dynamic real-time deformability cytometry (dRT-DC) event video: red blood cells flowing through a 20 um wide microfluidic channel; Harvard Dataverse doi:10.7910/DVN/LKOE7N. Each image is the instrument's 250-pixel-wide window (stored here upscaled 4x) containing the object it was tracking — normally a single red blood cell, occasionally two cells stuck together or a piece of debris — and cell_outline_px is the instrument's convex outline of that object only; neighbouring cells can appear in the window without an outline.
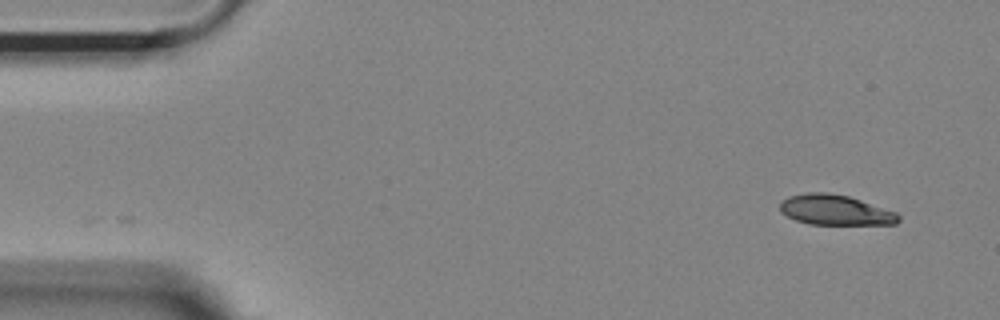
{"species": "Egyptian fruit bat (a non-hibernating species)", "species_latin": "Rousettus aegyptiacus", "temperature_condition": "room temperature", "stored_images_in_passage": 51, "camera_frame_rate_fps": 3000, "um_per_image_px": 0.085, "animal": {"sex": "female"}, "frame": {"image": 1, "passage_image": 1, "time_ms": 0.0, "image_size_px": [1000, 320], "cell_outline_px": [[900, 220], [896, 224], [808, 224], [796, 220], [780, 212], [780, 204], [788, 196], [808, 192], [828, 192], [848, 196], [896, 212], [900, 216]], "centroid_in_image_um": [70.99, 17.85], "position_along_channel_um": 14.0, "area_um2": 20.75}}
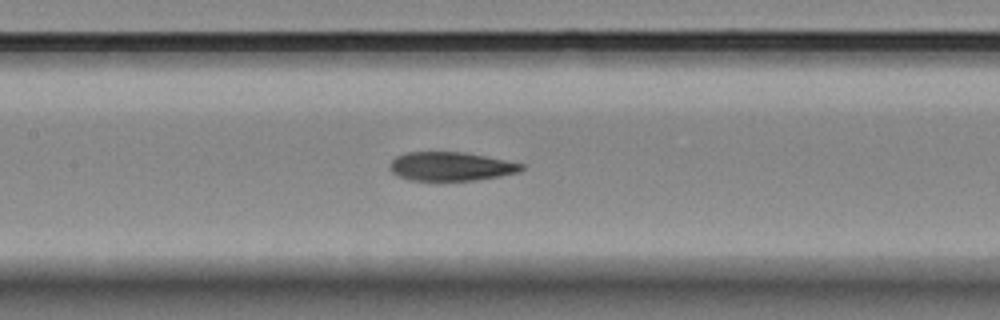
{"frame": {"image": 2, "passage_image": 22, "time_ms": 7.0, "image_size_px": [1000, 320], "cell_outline_px": [[524, 168], [520, 172], [500, 176], [476, 180], [412, 180], [396, 176], [388, 168], [392, 160], [396, 156], [404, 152], [464, 152], [524, 164]], "centroid_in_image_um": [38.29, 14.14], "position_along_channel_um": 169.1, "area_um2": 22.08}}
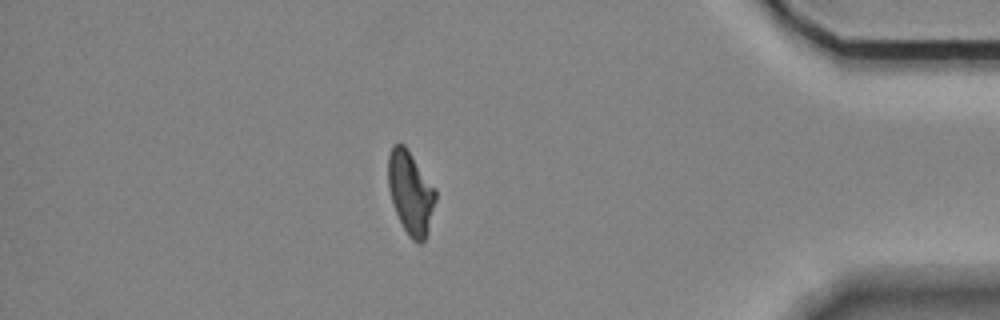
{"frame": {"image": 3, "passage_image": 44, "time_ms": 14.333, "image_size_px": [1000, 320], "cell_outline_px": [[436, 200], [428, 232], [424, 240], [420, 244], [416, 244], [408, 236], [396, 212], [388, 188], [388, 156], [392, 144], [404, 144], [436, 188]], "centroid_in_image_um": [34.91, 16.38], "position_along_channel_um": 400.3, "area_um2": 23.0}, "authors_computed_cell_mechanics": {"area_um2": 23.0044, "velocity_mm_per_s": 3.6782, "shape_relaxation_time_tau1_ms": 7.7864, "shape_relaxation_time_tau2_ms": 4.3197, "deformation_change_tau1": 0.1908, "deformation_change_tau2": 0.092}}